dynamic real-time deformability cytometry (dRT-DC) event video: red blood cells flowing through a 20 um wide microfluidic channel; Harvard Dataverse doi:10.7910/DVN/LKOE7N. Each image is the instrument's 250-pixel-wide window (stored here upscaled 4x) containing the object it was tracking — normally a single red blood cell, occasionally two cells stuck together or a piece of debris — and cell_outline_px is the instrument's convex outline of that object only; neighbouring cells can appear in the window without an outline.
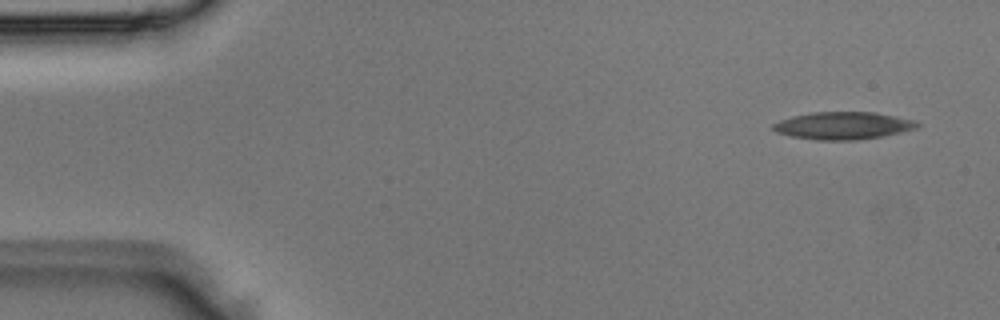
{"species": "Egyptian fruit bat (a non-hibernating species)", "species_latin": "Rousettus aegyptiacus", "temperature_condition": "room temperature", "stored_images_in_passage": 4, "camera_frame_rate_fps": 3000, "um_per_image_px": 0.085, "animal": {"sex": "male"}, "frame": {"image": 1, "passage_image": 1, "time_ms": 0.0, "image_size_px": [1000, 320], "cell_outline_px": [[920, 124], [916, 128], [900, 132], [880, 136], [856, 140], [816, 140], [792, 136], [776, 132], [772, 128], [772, 124], [780, 120], [792, 116], [812, 112], [876, 112], [916, 120]], "centroid_in_image_um": [71.65, 10.67], "position_along_channel_um": 13.3, "area_um2": 23.0}}